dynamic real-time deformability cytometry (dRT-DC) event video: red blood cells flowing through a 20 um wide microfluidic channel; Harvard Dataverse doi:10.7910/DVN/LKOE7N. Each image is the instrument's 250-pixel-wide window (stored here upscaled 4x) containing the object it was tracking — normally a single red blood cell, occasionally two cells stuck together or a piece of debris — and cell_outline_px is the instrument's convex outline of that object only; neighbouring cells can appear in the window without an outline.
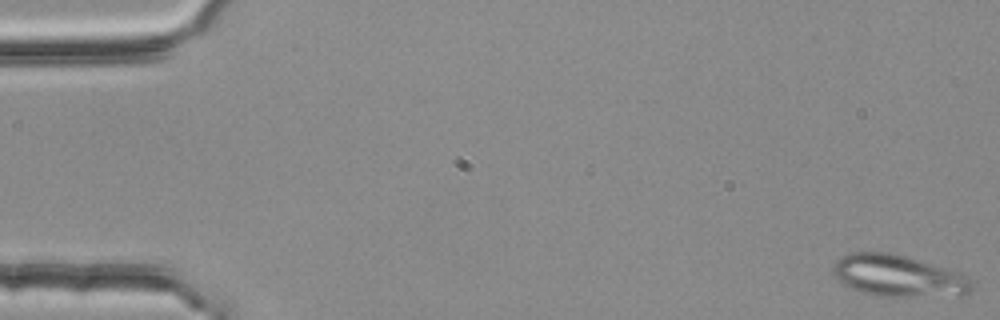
{"species": "common noctule bat (a hibernating species)", "species_latin": "Nyctalus noctula", "temperature_condition": "room temperature", "stored_images_in_passage": 4, "camera_frame_rate_fps": 3000, "um_per_image_px": 0.085, "animal": {"sex": "female", "body_mass_g": 25.1}, "frame": {"image": 1, "passage_image": 1, "time_ms": 0.0, "image_size_px": [1000, 320], "cell_outline_px": [[972, 288], [968, 292], [960, 296], [876, 296], [852, 288], [844, 284], [832, 276], [832, 264], [840, 256], [852, 252], [892, 252], [948, 268], [960, 272], [972, 280]], "centroid_in_image_um": [76.34, 23.44], "position_along_channel_um": 8.7, "area_um2": 34.04}}